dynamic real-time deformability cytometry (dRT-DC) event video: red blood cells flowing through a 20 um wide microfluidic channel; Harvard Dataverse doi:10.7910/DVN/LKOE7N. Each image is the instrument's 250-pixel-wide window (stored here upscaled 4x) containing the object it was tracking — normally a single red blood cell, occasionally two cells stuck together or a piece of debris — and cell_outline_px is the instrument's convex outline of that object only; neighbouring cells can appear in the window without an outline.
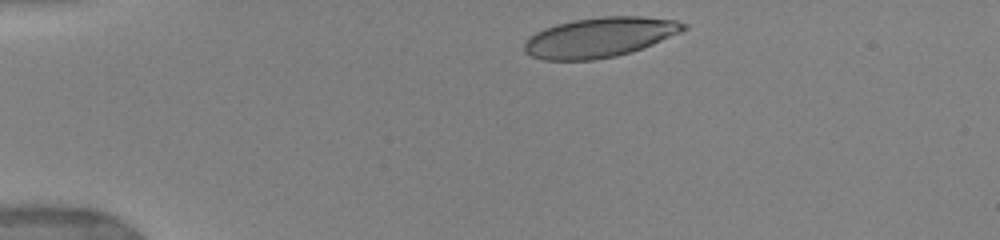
{"species": "human", "species_latin": "Homo sapiens", "temperature_condition": "warm", "stored_images_in_passage": 35, "camera_frame_rate_fps": 3000, "um_per_image_px": 0.085, "donor": {"sex": "female"}, "frame": {"image": 1, "passage_image": 2, "time_ms": 0.333, "image_size_px": [1000, 240], "cell_outline_px": [[688, 28], [680, 32], [652, 44], [632, 52], [616, 56], [592, 60], [544, 60], [532, 56], [524, 52], [524, 44], [536, 32], [544, 28], [556, 24], [576, 20], [600, 16], [640, 16], [676, 20], [688, 24]], "centroid_in_image_um": [50.99, 3.17], "position_along_channel_um": 34.0, "area_um2": 36.82}}
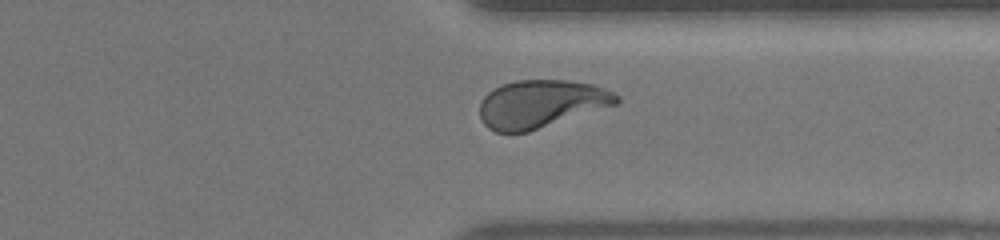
{"frame": {"image": 2, "passage_image": 26, "time_ms": 10.333, "image_size_px": [1000, 240], "cell_outline_px": [[620, 100], [616, 104], [528, 132], [496, 132], [488, 128], [484, 124], [480, 116], [480, 100], [488, 92], [504, 84], [516, 80], [568, 80], [592, 84], [604, 88], [620, 96]], "centroid_in_image_um": [45.97, 8.82], "position_along_channel_um": 365.4, "area_um2": 37.92}, "authors_computed_cell_mechanics": {"area_um2": 38.3792, "velocity_mm_per_s": 3.9063, "shape_relaxation_time_tau1_ms": 5.1391, "shape_relaxation_time_tau2_ms": 0.8563, "deformation_change_tau1": 0.2049, "deformation_change_tau2": 0.0908}}